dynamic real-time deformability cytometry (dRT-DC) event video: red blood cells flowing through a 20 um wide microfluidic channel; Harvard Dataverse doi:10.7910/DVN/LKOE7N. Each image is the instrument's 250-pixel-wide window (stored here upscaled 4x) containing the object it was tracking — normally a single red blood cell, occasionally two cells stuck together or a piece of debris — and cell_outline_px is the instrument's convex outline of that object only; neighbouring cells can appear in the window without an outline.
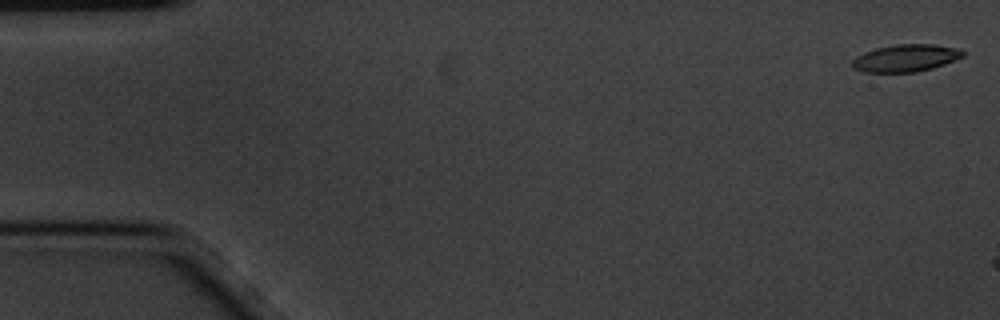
{"species": "common noctule bat (a hibernating species)", "species_latin": "Nyctalus noctula", "temperature_condition": "cold", "stored_images_in_passage": 3, "camera_frame_rate_fps": 3000, "um_per_image_px": 0.085, "animal": {"sex": "male", "body_mass_g": 20.1, "forearm_length_mm": 53.5}, "frame": {"image": 1, "passage_image": 1, "time_ms": 0.0, "image_size_px": [1000, 320], "cell_outline_px": [[964, 56], [944, 64], [932, 68], [916, 72], [864, 72], [852, 68], [852, 60], [856, 56], [864, 52], [876, 48], [896, 44], [932, 44], [956, 48], [964, 52]], "centroid_in_image_um": [76.95, 4.94], "position_along_channel_um": 8.1, "area_um2": 17.51}}